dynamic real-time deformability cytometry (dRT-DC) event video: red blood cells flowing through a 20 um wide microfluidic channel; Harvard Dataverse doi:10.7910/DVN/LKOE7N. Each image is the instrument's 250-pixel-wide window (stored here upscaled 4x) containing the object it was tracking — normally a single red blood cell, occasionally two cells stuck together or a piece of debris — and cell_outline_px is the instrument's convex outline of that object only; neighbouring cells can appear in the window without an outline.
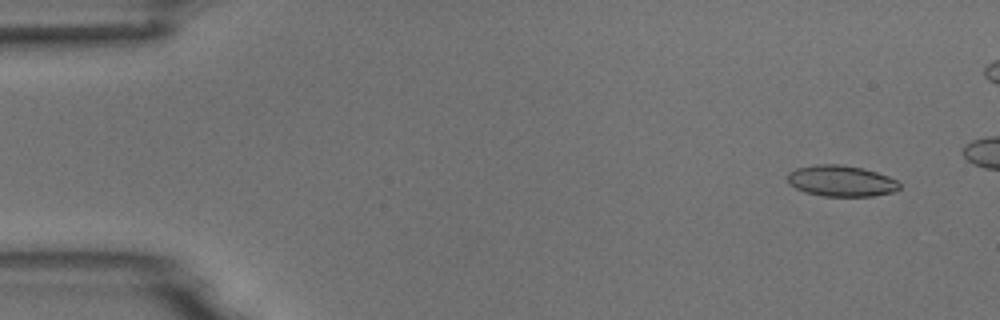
{"species": "common noctule bat (a hibernating species)", "species_latin": "Nyctalus noctula", "temperature_condition": "room temperature", "stored_images_in_passage": 48, "camera_frame_rate_fps": 3000, "um_per_image_px": 0.085, "animal": {"sex": "male", "body_mass_g": 18.8}, "frame": {"image": 1, "passage_image": 4, "time_ms": 1.0, "image_size_px": [1000, 320], "cell_outline_px": [[900, 188], [892, 192], [872, 196], [824, 196], [804, 192], [788, 184], [788, 172], [796, 168], [816, 164], [840, 164], [864, 168], [888, 176], [896, 180], [900, 184]], "centroid_in_image_um": [71.48, 15.37], "position_along_channel_um": 13.5, "area_um2": 20.35}}
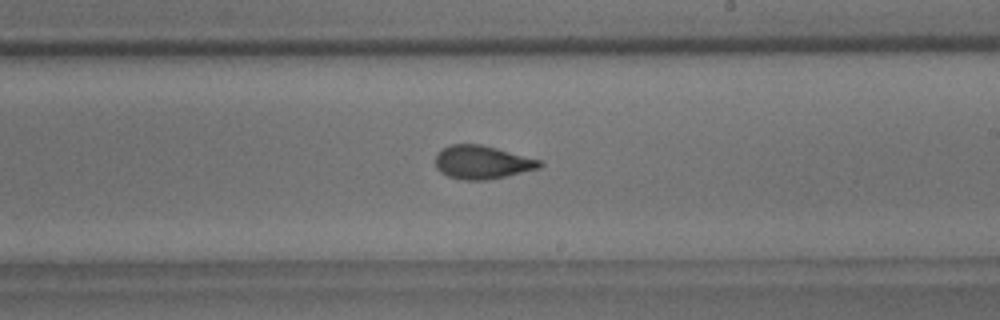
{"frame": {"image": 2, "passage_image": 32, "time_ms": 10.333, "image_size_px": [1000, 320], "cell_outline_px": [[544, 164], [540, 168], [488, 180], [464, 180], [448, 176], [440, 172], [436, 168], [436, 156], [440, 148], [452, 144], [480, 144], [496, 148], [540, 160]], "centroid_in_image_um": [40.96, 13.79], "position_along_channel_um": 248.0, "area_um2": 20.23}}
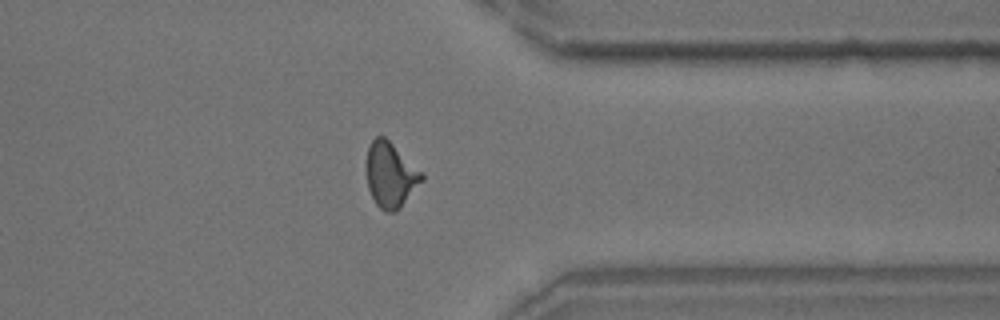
{"frame": {"image": 3, "passage_image": 43, "time_ms": 14.0, "image_size_px": [1000, 320], "cell_outline_px": [[424, 180], [400, 208], [396, 212], [384, 212], [376, 204], [368, 188], [368, 148], [372, 140], [376, 136], [384, 136], [424, 176]], "centroid_in_image_um": [33.2, 14.92], "position_along_channel_um": 378.2, "area_um2": 20.35}}